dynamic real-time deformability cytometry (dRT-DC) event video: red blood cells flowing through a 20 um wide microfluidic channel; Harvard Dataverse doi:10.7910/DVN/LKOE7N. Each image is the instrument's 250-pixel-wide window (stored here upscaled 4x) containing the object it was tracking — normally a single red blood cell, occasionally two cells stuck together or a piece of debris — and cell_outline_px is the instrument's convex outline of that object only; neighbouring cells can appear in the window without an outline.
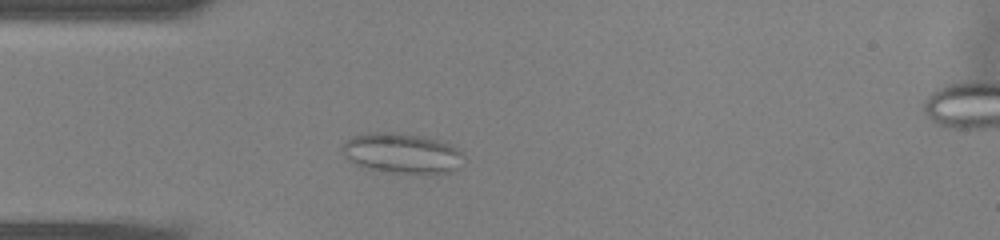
{"species": "common noctule bat (a hibernating species)", "species_latin": "Nyctalus noctula", "temperature_condition": "warm", "stored_images_in_passage": 39, "camera_frame_rate_fps": 3000, "um_per_image_px": 0.085, "animal": {"sex": "male", "body_mass_g": 13.0, "forearm_length_mm": 53.1}, "frame": {"image": 1, "passage_image": 3, "time_ms": 0.667, "image_size_px": [1000, 240], "cell_outline_px": [[464, 156], [460, 168], [448, 172], [388, 172], [356, 164], [348, 160], [344, 156], [340, 148], [344, 140], [352, 136], [368, 132], [396, 132], [424, 136], [448, 144], [456, 148]], "centroid_in_image_um": [34.11, 12.99], "position_along_channel_um": 50.9, "area_um2": 28.21}}
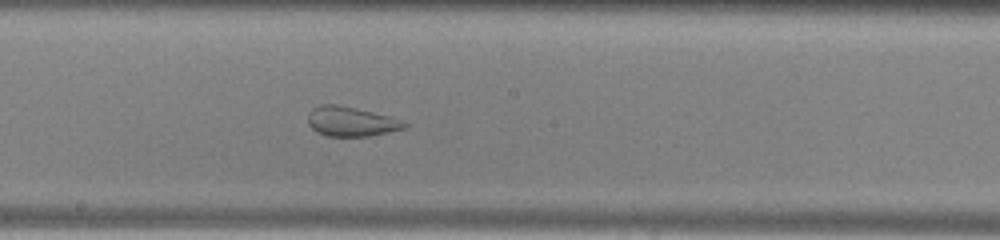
{"frame": {"image": 2, "passage_image": 16, "time_ms": 5.0, "image_size_px": [1000, 240], "cell_outline_px": [[408, 124], [404, 128], [388, 132], [368, 136], [328, 136], [316, 132], [308, 124], [308, 112], [312, 108], [320, 104], [336, 104], [356, 108], [388, 116]], "centroid_in_image_um": [29.77, 10.32], "position_along_channel_um": 218.4, "area_um2": 16.47}}
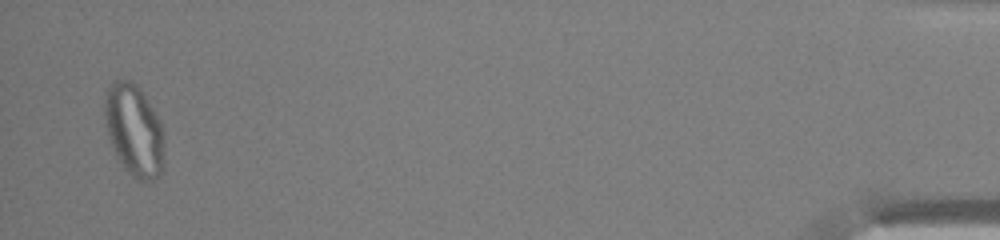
{"frame": {"image": 3, "passage_image": 38, "time_ms": 12.333, "image_size_px": [1000, 240], "cell_outline_px": [[164, 168], [160, 176], [156, 180], [140, 180], [132, 176], [128, 172], [120, 160], [108, 136], [104, 124], [104, 100], [108, 88], [112, 80], [132, 80], [140, 88], [164, 128]], "centroid_in_image_um": [11.42, 11.07], "position_along_channel_um": 423.8, "area_um2": 32.14}}